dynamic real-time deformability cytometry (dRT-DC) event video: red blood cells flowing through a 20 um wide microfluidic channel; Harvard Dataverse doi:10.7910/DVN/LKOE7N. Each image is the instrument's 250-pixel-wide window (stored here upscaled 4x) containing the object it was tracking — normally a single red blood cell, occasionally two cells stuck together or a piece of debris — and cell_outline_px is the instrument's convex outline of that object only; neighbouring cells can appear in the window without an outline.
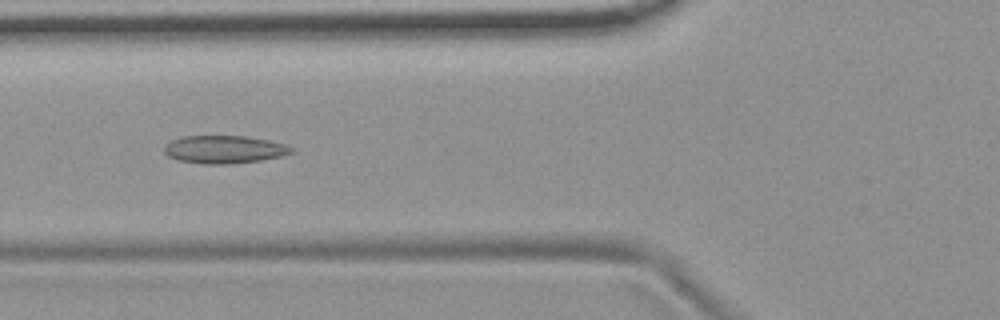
{"species": "common noctule bat (a hibernating species)", "species_latin": "Nyctalus noctula", "temperature_condition": "room temperature", "stored_images_in_passage": 48, "camera_frame_rate_fps": 3000, "um_per_image_px": 0.085, "animal": {"sex": "female", "body_mass_g": 19.9}, "frame": {"image": 1, "passage_image": 20, "time_ms": 6.333, "image_size_px": [1000, 320], "cell_outline_px": [[292, 152], [280, 156], [260, 160], [232, 164], [204, 164], [180, 160], [168, 156], [164, 152], [164, 144], [180, 136], [244, 136], [268, 140], [284, 144], [292, 148]], "centroid_in_image_um": [19.01, 12.7], "position_along_channel_um": 106.8, "area_um2": 20.52}}
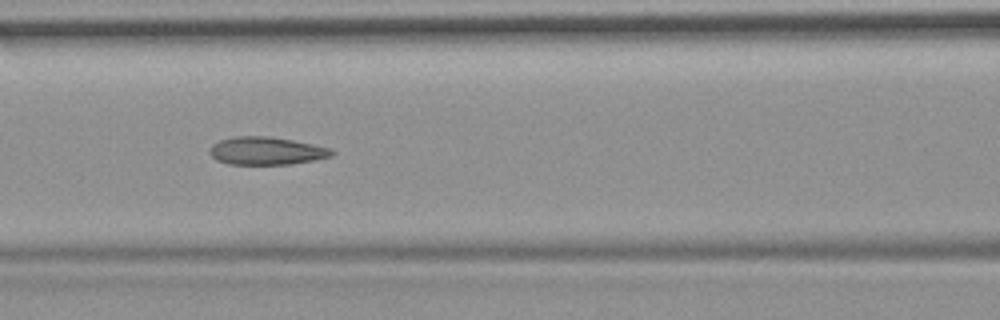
{"frame": {"image": 2, "passage_image": 23, "time_ms": 7.333, "image_size_px": [1000, 320], "cell_outline_px": [[336, 152], [332, 156], [316, 160], [292, 164], [228, 164], [216, 160], [208, 152], [212, 144], [220, 140], [236, 136], [264, 136], [292, 140], [332, 148]], "centroid_in_image_um": [22.66, 12.83], "position_along_channel_um": 143.9, "area_um2": 19.88}}
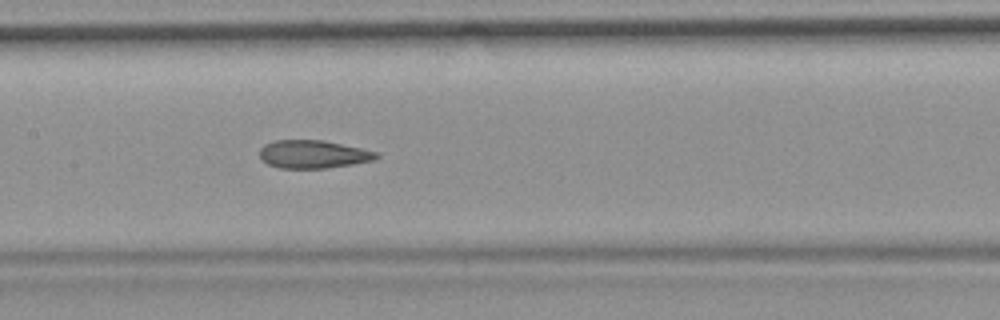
{"frame": {"image": 3, "passage_image": 26, "time_ms": 8.333, "image_size_px": [1000, 320], "cell_outline_px": [[380, 156], [372, 160], [352, 164], [324, 168], [280, 168], [268, 164], [260, 156], [260, 148], [264, 144], [272, 140], [324, 140], [380, 152]], "centroid_in_image_um": [26.63, 13.1], "position_along_channel_um": 180.8, "area_um2": 19.07}, "authors_computed_cell_mechanics": {"area_um2": 20.3167, "velocity_mm_per_s": 3.6971, "shape_relaxation_time_tau1_ms": null, "shape_relaxation_time_tau2_ms": 1.7117, "deformation_change_tau1": null, "deformation_change_tau2": 0.086}}